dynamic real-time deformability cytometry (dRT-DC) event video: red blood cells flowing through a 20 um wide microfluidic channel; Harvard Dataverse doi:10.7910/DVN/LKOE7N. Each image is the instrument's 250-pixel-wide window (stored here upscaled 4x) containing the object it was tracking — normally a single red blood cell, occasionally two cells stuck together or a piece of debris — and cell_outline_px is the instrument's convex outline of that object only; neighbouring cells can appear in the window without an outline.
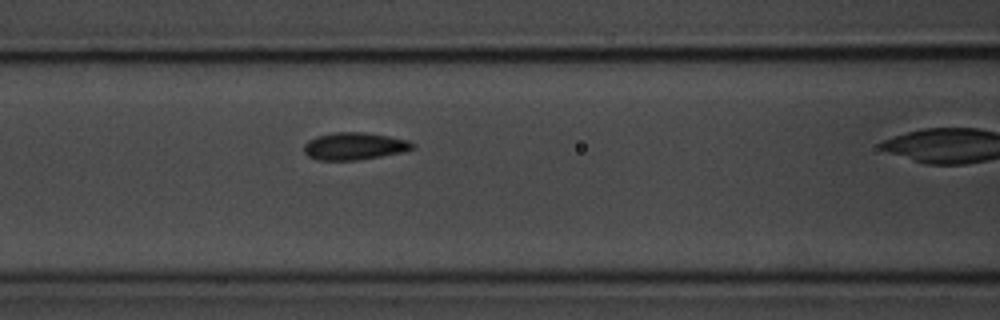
{"species": "common noctule bat (a hibernating species)", "species_latin": "Nyctalus noctula", "temperature_condition": "room temperature", "stored_images_in_passage": 7, "camera_frame_rate_fps": 3000, "um_per_image_px": 0.085, "animal": {"sex": "male", "body_mass_g": 20.1, "forearm_length_mm": 53.5}, "frame": {"image": 1, "passage_image": 6, "time_ms": 6.333, "image_size_px": [1000, 320], "cell_outline_px": [[416, 148], [404, 152], [356, 160], [316, 160], [308, 156], [304, 152], [304, 144], [308, 140], [316, 136], [336, 132], [364, 132], [388, 136], [408, 140], [416, 144]], "centroid_in_image_um": [30.13, 12.42], "position_along_channel_um": 136.5, "area_um2": 17.4}}